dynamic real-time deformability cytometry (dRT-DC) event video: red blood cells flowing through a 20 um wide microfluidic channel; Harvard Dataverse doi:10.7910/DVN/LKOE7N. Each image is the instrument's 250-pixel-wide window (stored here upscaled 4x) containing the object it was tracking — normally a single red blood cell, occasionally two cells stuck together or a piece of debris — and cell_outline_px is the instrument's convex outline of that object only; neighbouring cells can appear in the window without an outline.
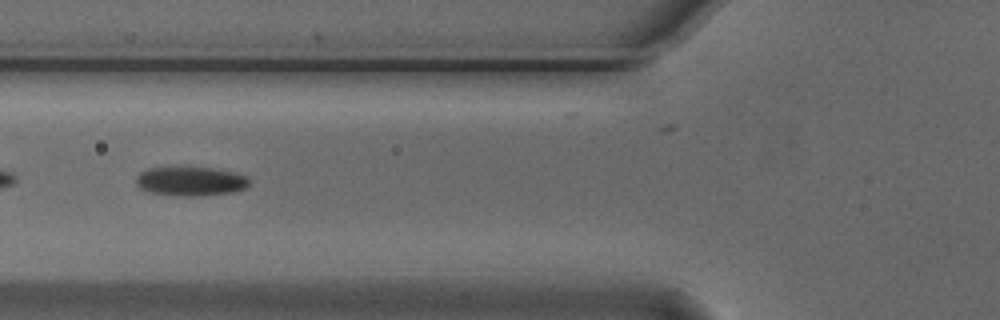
{"species": "Egyptian fruit bat (a non-hibernating species)", "species_latin": "Rousettus aegyptiacus", "temperature_condition": "cold", "stored_images_in_passage": 54, "camera_frame_rate_fps": 3000, "um_per_image_px": 0.085, "animal": {"sex": "male"}, "frame": {"image": 1, "passage_image": 20, "time_ms": 6.333, "image_size_px": [1000, 320], "cell_outline_px": [[252, 180], [244, 188], [232, 192], [200, 196], [180, 196], [152, 192], [140, 188], [136, 184], [136, 176], [140, 172], [148, 168], [216, 168], [248, 176]], "centroid_in_image_um": [16.22, 15.41], "position_along_channel_um": 109.6, "area_um2": 19.07}}
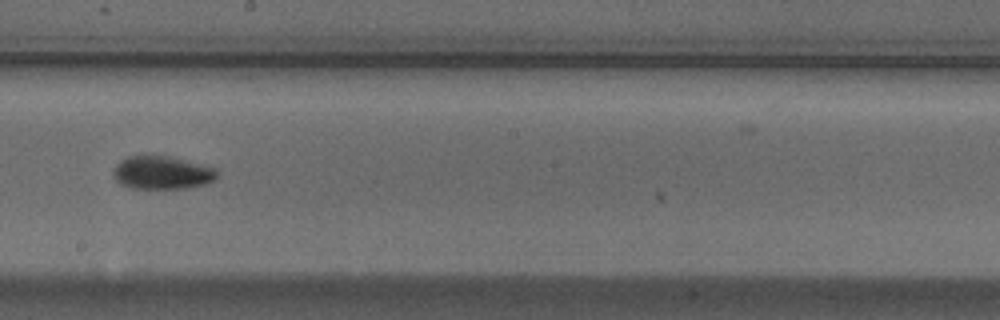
{"frame": {"image": 2, "passage_image": 30, "time_ms": 9.667, "image_size_px": [1000, 320], "cell_outline_px": [[216, 176], [208, 184], [188, 188], [132, 188], [120, 184], [112, 176], [112, 172], [116, 164], [120, 160], [128, 156], [144, 152], [168, 156], [216, 168]], "centroid_in_image_um": [13.7, 14.64], "position_along_channel_um": 234.5, "area_um2": 20.52}}
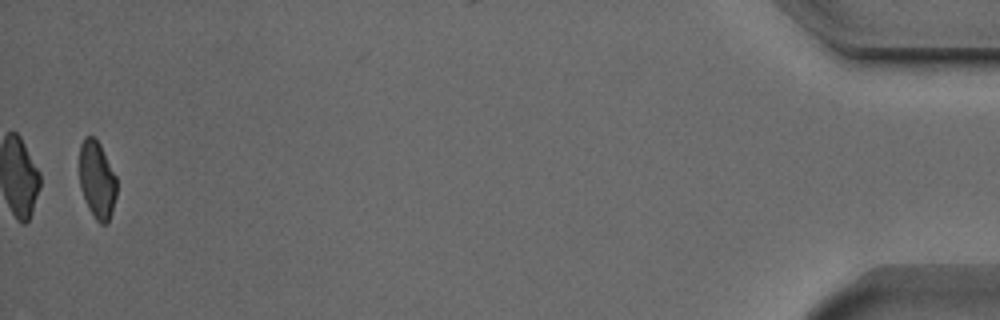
{"frame": {"image": 3, "passage_image": 53, "time_ms": 17.333, "image_size_px": [1000, 320], "cell_outline_px": [[116, 196], [112, 212], [108, 220], [104, 224], [100, 224], [96, 220], [88, 208], [84, 200], [80, 188], [80, 144], [84, 136], [92, 136], [100, 144], [116, 176]], "centroid_in_image_um": [8.24, 15.29], "position_along_channel_um": 427.0, "area_um2": 16.82}, "authors_computed_cell_mechanics": {"area_um2": 19.7098, "velocity_mm_per_s": 3.747, "shape_relaxation_time_tau1_ms": 4.932, "shape_relaxation_time_tau2_ms": 3.7461, "deformation_change_tau1": 0.1354, "deformation_change_tau2": 0.0798}}